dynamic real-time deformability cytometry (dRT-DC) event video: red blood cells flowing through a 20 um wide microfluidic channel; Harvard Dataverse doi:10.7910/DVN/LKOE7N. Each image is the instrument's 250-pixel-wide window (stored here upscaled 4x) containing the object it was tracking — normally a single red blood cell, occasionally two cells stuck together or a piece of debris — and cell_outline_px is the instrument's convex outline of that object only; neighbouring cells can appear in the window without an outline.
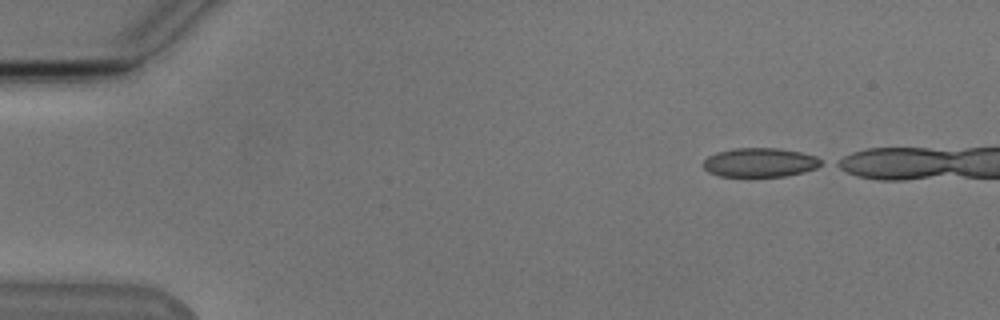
{"species": "Egyptian fruit bat (a non-hibernating species)", "species_latin": "Rousettus aegyptiacus", "temperature_condition": "cold", "stored_images_in_passage": 38, "camera_frame_rate_fps": 3000, "um_per_image_px": 0.085, "animal": {"sex": "male"}, "frame": {"image": 1, "passage_image": 1, "time_ms": 0.0, "image_size_px": [1000, 320], "cell_outline_px": [[824, 164], [816, 168], [804, 172], [784, 176], [720, 176], [708, 172], [700, 164], [708, 156], [716, 152], [732, 148], [780, 148], [800, 152], [816, 156], [824, 160]], "centroid_in_image_um": [64.6, 13.8], "position_along_channel_um": 20.4, "area_um2": 20.23}}
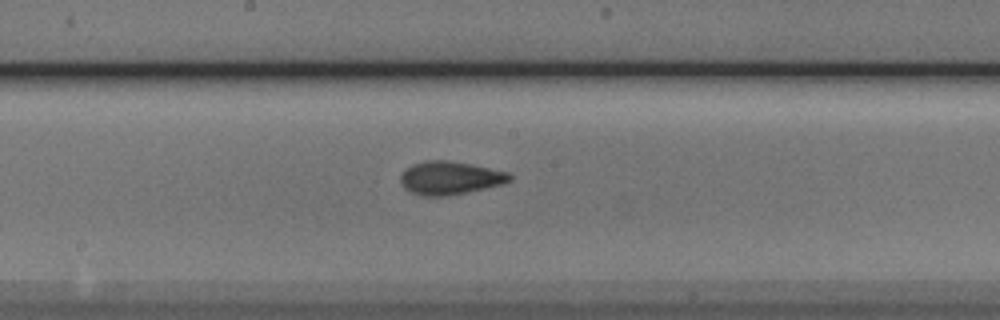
{"frame": {"image": 2, "passage_image": 23, "time_ms": 7.333, "image_size_px": [1000, 320], "cell_outline_px": [[512, 180], [504, 184], [444, 196], [420, 196], [404, 188], [400, 184], [400, 176], [412, 164], [424, 160], [448, 160], [508, 172], [512, 176]], "centroid_in_image_um": [38.23, 15.12], "position_along_channel_um": 210.0, "area_um2": 20.92}}
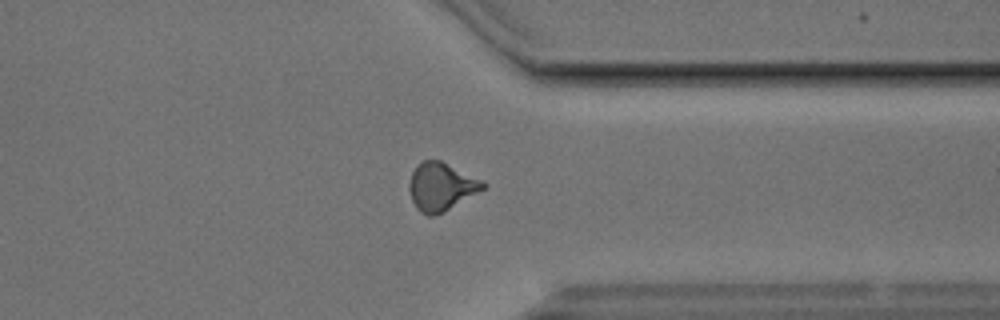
{"frame": {"image": 3, "passage_image": 36, "time_ms": 11.667, "image_size_px": [1000, 320], "cell_outline_px": [[488, 184], [484, 188], [444, 212], [432, 216], [428, 216], [420, 212], [416, 208], [412, 200], [408, 188], [408, 184], [412, 172], [424, 160], [440, 160], [484, 180]], "centroid_in_image_um": [37.5, 15.87], "position_along_channel_um": 373.9, "area_um2": 20.58}}